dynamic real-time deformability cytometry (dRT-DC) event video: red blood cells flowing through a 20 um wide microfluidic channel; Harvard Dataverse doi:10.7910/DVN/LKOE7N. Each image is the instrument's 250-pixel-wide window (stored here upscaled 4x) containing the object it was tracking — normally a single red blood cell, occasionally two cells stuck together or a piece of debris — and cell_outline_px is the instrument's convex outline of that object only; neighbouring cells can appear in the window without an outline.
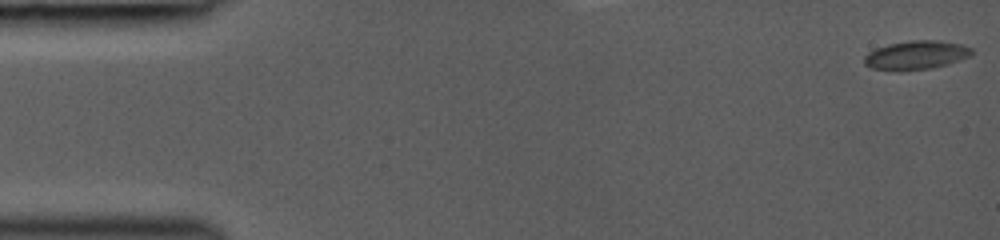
{"species": "common noctule bat (a hibernating species)", "species_latin": "Nyctalus noctula", "temperature_condition": "room temperature", "stored_images_in_passage": 43, "camera_frame_rate_fps": 3000, "um_per_image_px": 0.085, "animal": {"sex": "female", "body_mass_g": 19.0, "forearm_length_mm": 53.3}, "frame": {"image": 1, "passage_image": 1, "time_ms": 0.0, "image_size_px": [1000, 240], "cell_outline_px": [[972, 56], [948, 64], [932, 68], [900, 72], [872, 68], [864, 64], [864, 56], [868, 52], [876, 48], [888, 44], [912, 40], [936, 40], [964, 44], [972, 48]], "centroid_in_image_um": [77.88, 4.69], "position_along_channel_um": 7.1, "area_um2": 18.38}}
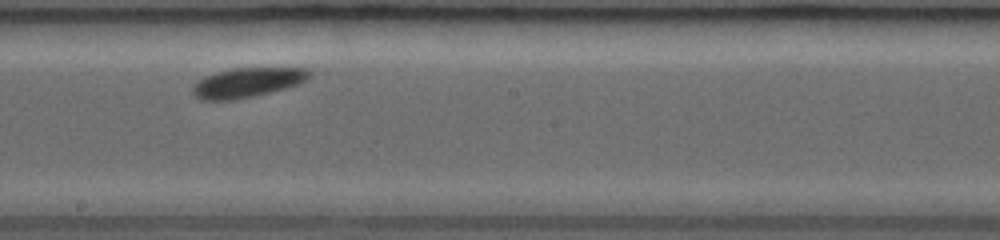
{"frame": {"image": 2, "passage_image": 29, "time_ms": 6.0, "image_size_px": [1000, 240], "cell_outline_px": [[312, 76], [300, 84], [252, 96], [232, 100], [200, 100], [192, 92], [192, 88], [204, 76], [216, 72], [232, 68], [308, 68], [312, 72]], "centroid_in_image_um": [21.05, 7.0], "position_along_channel_um": 227.1, "area_um2": 20.0}}
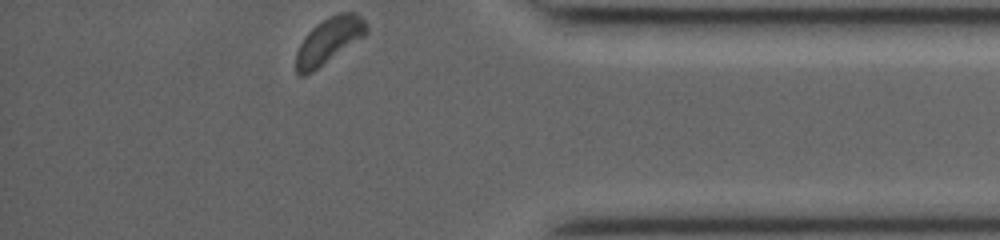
{"frame": {"image": 3, "passage_image": 43, "time_ms": 10.667, "image_size_px": [1000, 240], "cell_outline_px": [[368, 32], [364, 36], [312, 72], [304, 76], [300, 76], [296, 72], [296, 52], [300, 44], [308, 32], [316, 24], [328, 16], [336, 12], [356, 12], [364, 20], [368, 28]], "centroid_in_image_um": [27.95, 3.43], "position_along_channel_um": 407.2, "area_um2": 18.79}}